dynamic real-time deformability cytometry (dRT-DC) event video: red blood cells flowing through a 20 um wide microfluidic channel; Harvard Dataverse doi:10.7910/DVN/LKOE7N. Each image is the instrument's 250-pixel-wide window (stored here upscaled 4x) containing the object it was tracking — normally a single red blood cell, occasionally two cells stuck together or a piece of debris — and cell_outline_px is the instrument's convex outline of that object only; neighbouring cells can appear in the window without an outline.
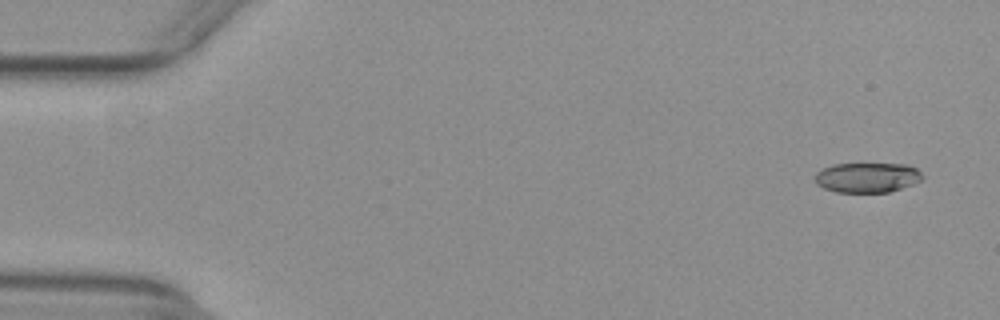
{"species": "common noctule bat (a hibernating species)", "species_latin": "Nyctalus noctula", "temperature_condition": "warm", "stored_images_in_passage": 9, "camera_frame_rate_fps": 3000, "um_per_image_px": 0.085, "animal": {"sex": "female", "body_mass_g": 29.2, "forearm_length_mm": 56.3}, "frame": {"image": 1, "passage_image": 1, "time_ms": 0.0, "image_size_px": [1000, 320], "cell_outline_px": [[924, 176], [920, 180], [912, 184], [888, 192], [836, 192], [824, 188], [816, 184], [816, 172], [832, 164], [908, 164], [916, 168]], "centroid_in_image_um": [73.71, 15.08], "position_along_channel_um": 11.3, "area_um2": 18.61}}